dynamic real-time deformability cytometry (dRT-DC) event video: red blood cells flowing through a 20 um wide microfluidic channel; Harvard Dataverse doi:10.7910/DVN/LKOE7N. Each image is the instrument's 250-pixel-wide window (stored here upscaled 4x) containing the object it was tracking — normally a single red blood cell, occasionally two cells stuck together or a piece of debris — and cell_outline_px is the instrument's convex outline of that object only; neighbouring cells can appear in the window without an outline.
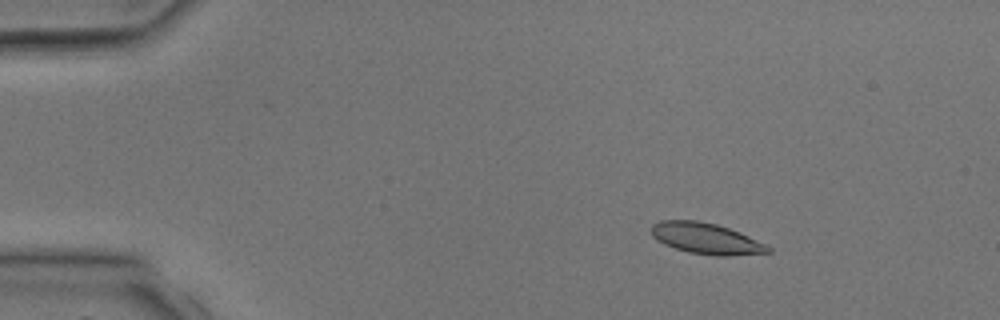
{"species": "common noctule bat (a hibernating species)", "species_latin": "Nyctalus noctula", "temperature_condition": "room temperature", "stored_images_in_passage": 4, "camera_frame_rate_fps": 3000, "um_per_image_px": 0.085, "animal": {"sex": "male", "body_mass_g": 17.9, "forearm_length_mm": 54.2}, "frame": {"image": 1, "passage_image": 2, "time_ms": 1.333, "image_size_px": [1000, 320], "cell_outline_px": [[772, 252], [728, 256], [716, 256], [688, 252], [664, 244], [656, 240], [652, 236], [652, 224], [660, 220], [696, 220], [716, 224], [728, 228], [764, 244], [772, 248]], "centroid_in_image_um": [59.97, 20.27], "position_along_channel_um": 25.0, "area_um2": 20.87}}
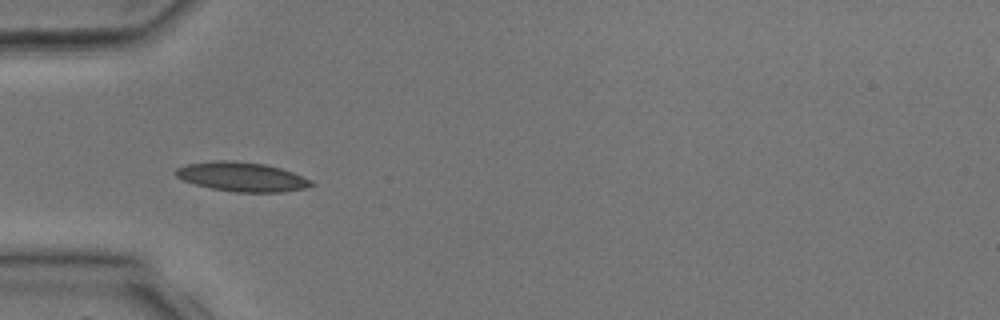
{"frame": {"image": 2, "passage_image": 4, "time_ms": 3.667, "image_size_px": [1000, 320], "cell_outline_px": [[316, 184], [304, 188], [284, 192], [232, 192], [212, 188], [196, 184], [184, 180], [176, 176], [172, 172], [176, 168], [188, 164], [212, 160], [232, 160], [264, 164], [280, 168], [304, 176], [312, 180]], "centroid_in_image_um": [20.57, 15.02], "position_along_channel_um": 64.4, "area_um2": 23.24}}